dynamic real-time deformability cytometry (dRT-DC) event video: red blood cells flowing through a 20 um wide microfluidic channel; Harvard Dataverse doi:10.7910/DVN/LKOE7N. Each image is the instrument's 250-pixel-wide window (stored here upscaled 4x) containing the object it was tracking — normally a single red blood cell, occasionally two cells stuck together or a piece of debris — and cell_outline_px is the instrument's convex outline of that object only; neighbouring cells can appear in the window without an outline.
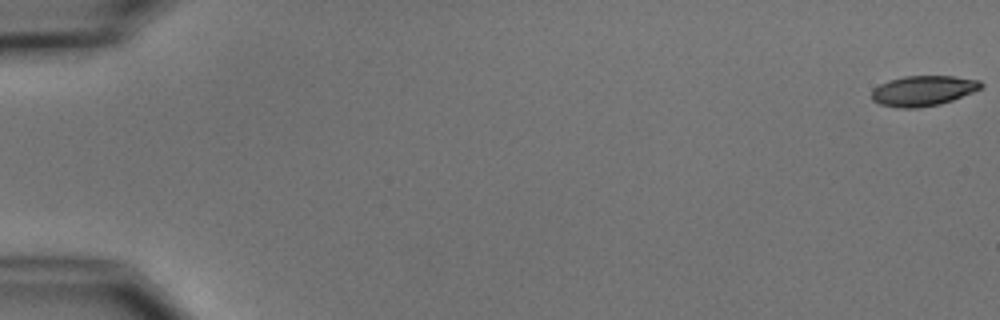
{"species": "common noctule bat (a hibernating species)", "species_latin": "Nyctalus noctula", "temperature_condition": "cold", "stored_images_in_passage": 6, "camera_frame_rate_fps": 3000, "um_per_image_px": 0.085, "animal": {"sex": "male", "body_mass_g": 15.6}, "frame": {"image": 1, "passage_image": 1, "time_ms": 0.0, "image_size_px": [1000, 320], "cell_outline_px": [[984, 88], [952, 100], [940, 104], [920, 108], [896, 108], [880, 104], [872, 100], [872, 88], [888, 80], [904, 76], [952, 76], [980, 80], [984, 84]], "centroid_in_image_um": [78.47, 7.71], "position_along_channel_um": 6.5, "area_um2": 19.54}}
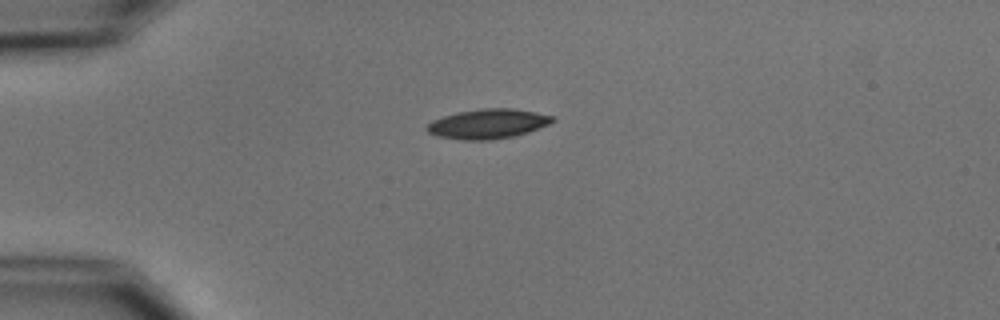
{"frame": {"image": 2, "passage_image": 5, "time_ms": 4.667, "image_size_px": [1000, 320], "cell_outline_px": [[556, 120], [548, 124], [528, 132], [512, 136], [488, 140], [464, 140], [436, 136], [428, 132], [424, 128], [432, 120], [456, 112], [480, 108], [512, 108], [536, 112], [552, 116]], "centroid_in_image_um": [41.43, 10.52], "position_along_channel_um": 43.6, "area_um2": 21.68}}